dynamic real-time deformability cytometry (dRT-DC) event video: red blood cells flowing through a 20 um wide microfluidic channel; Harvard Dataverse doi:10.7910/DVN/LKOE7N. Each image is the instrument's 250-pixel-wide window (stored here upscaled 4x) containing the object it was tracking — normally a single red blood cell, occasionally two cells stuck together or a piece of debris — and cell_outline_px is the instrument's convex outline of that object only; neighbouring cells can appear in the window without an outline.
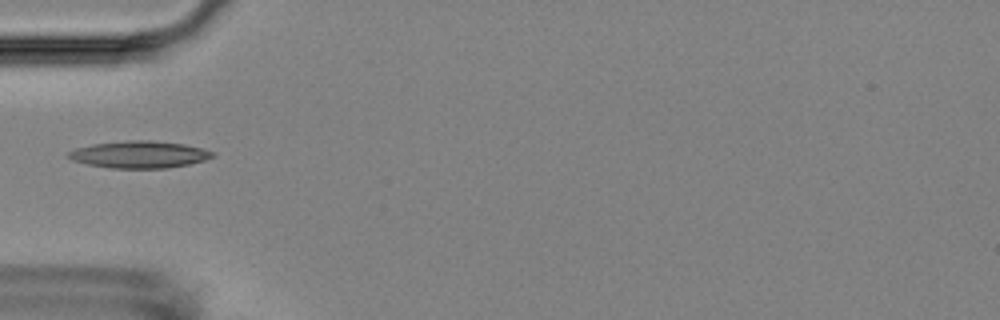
{"species": "Egyptian fruit bat (a non-hibernating species)", "species_latin": "Rousettus aegyptiacus", "temperature_condition": "room temperature", "stored_images_in_passage": 4, "camera_frame_rate_fps": 3000, "um_per_image_px": 0.085, "animal": {"sex": "female"}, "frame": {"image": 1, "passage_image": 3, "time_ms": 5.333, "image_size_px": [1000, 320], "cell_outline_px": [[216, 156], [204, 160], [188, 164], [168, 168], [112, 168], [88, 164], [72, 160], [64, 156], [68, 152], [76, 148], [92, 144], [128, 140], [152, 140], [184, 144], [204, 148], [216, 152]], "centroid_in_image_um": [11.86, 13.12], "position_along_channel_um": 73.1, "area_um2": 22.89}}